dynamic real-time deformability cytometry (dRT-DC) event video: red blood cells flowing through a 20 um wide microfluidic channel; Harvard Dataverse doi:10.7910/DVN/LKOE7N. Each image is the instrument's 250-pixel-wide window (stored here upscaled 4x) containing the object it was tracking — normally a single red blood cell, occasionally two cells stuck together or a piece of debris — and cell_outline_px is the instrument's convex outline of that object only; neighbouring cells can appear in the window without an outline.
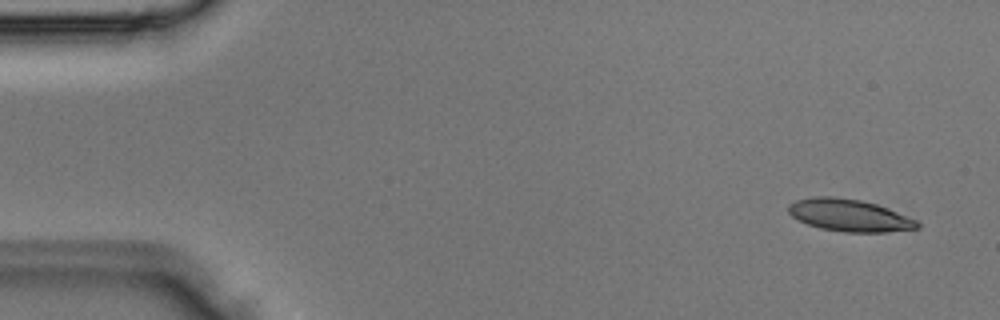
{"species": "Egyptian fruit bat (a non-hibernating species)", "species_latin": "Rousettus aegyptiacus", "temperature_condition": "room temperature", "stored_images_in_passage": 4, "segment_of_instrument_passage": [1, 2], "camera_frame_rate_fps": 3000, "um_per_image_px": 0.085, "animal": {"sex": "male"}, "frame": {"image": 1, "passage_image": 1, "time_ms": 0.0, "image_size_px": [1000, 320], "cell_outline_px": [[920, 228], [884, 232], [844, 232], [820, 228], [808, 224], [792, 216], [788, 212], [788, 204], [796, 200], [812, 196], [832, 196], [860, 200], [876, 204], [888, 208], [916, 220], [920, 224]], "centroid_in_image_um": [72.18, 18.29], "position_along_channel_um": 12.8, "area_um2": 24.1}}